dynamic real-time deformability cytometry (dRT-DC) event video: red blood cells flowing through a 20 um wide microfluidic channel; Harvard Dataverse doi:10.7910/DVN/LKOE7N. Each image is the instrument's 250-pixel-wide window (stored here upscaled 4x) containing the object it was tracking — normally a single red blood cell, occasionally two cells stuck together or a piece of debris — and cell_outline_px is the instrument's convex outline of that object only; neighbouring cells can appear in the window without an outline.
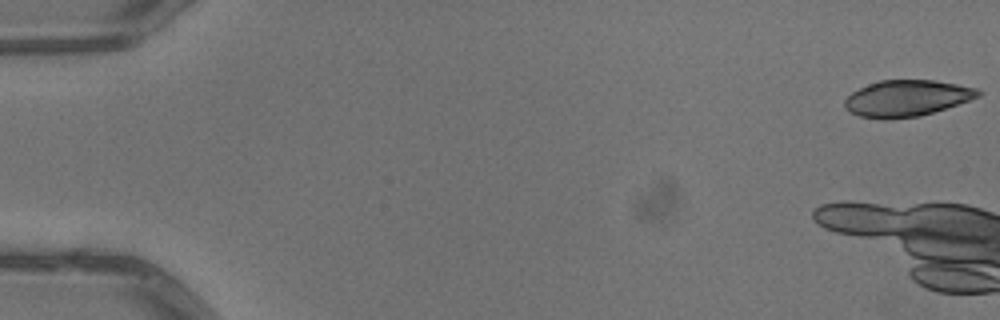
{"species": "common noctule bat (a hibernating species)", "species_latin": "Nyctalus noctula", "temperature_condition": "warm", "stored_images_in_passage": 8, "camera_frame_rate_fps": 3000, "um_per_image_px": 0.085, "animal": {"sex": "male", "body_mass_g": 13.3}, "frame": {"image": 1, "passage_image": 1, "time_ms": 0.0, "image_size_px": [1000, 320], "cell_outline_px": [[984, 92], [980, 96], [920, 116], [884, 120], [860, 116], [844, 108], [844, 100], [852, 92], [868, 84], [880, 80], [936, 80], [976, 88]], "centroid_in_image_um": [77.05, 8.35], "position_along_channel_um": 7.9, "area_um2": 28.09}}